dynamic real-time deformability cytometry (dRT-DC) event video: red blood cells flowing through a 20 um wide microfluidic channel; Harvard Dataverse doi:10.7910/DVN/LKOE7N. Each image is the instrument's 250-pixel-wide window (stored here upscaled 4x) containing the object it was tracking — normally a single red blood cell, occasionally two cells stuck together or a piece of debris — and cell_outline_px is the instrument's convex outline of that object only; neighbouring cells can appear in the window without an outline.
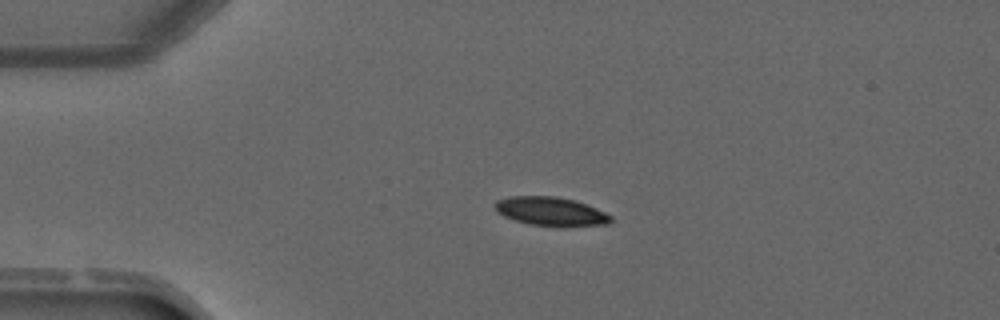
{"species": "common noctule bat (a hibernating species)", "species_latin": "Nyctalus noctula", "temperature_condition": "warm", "stored_images_in_passage": 3, "camera_frame_rate_fps": 3000, "um_per_image_px": 0.085, "animal": {"sex": "male", "forearm_length_mm": 52.5}, "frame": {"image": 1, "passage_image": 2, "time_ms": 1.333, "image_size_px": [1000, 320], "cell_outline_px": [[612, 220], [608, 224], [532, 224], [516, 220], [504, 216], [496, 212], [492, 204], [496, 200], [508, 196], [556, 196], [572, 200], [596, 208], [612, 216]], "centroid_in_image_um": [46.71, 17.91], "position_along_channel_um": 38.3, "area_um2": 18.61}}